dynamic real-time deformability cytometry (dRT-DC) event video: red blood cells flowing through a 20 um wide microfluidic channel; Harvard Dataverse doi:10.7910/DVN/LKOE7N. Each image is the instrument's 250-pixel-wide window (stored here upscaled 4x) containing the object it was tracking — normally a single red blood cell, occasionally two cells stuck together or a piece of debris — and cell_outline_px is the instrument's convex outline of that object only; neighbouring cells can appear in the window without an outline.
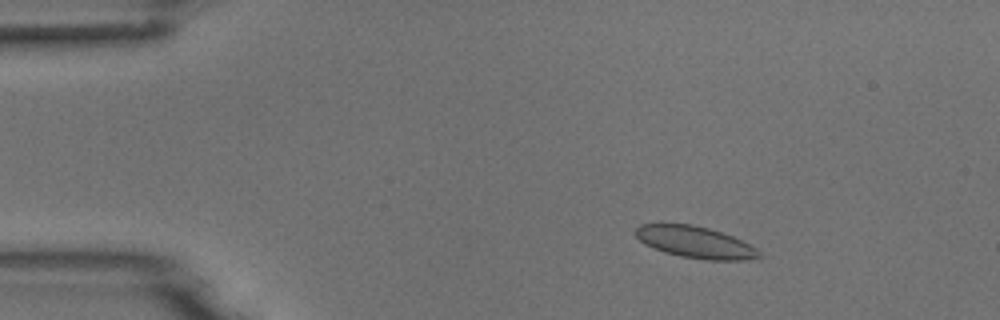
{"species": "common noctule bat (a hibernating species)", "species_latin": "Nyctalus noctula", "temperature_condition": "room temperature", "stored_images_in_passage": 5, "camera_frame_rate_fps": 3000, "um_per_image_px": 0.085, "animal": {"sex": "male", "body_mass_g": 18.8}, "frame": {"image": 1, "passage_image": 3, "time_ms": 2.0, "image_size_px": [1000, 320], "cell_outline_px": [[760, 256], [744, 260], [704, 260], [680, 256], [664, 252], [644, 244], [636, 236], [636, 228], [640, 224], [692, 224], [708, 228], [732, 236], [756, 248], [760, 252]], "centroid_in_image_um": [59.07, 20.59], "position_along_channel_um": 25.9, "area_um2": 22.54}}
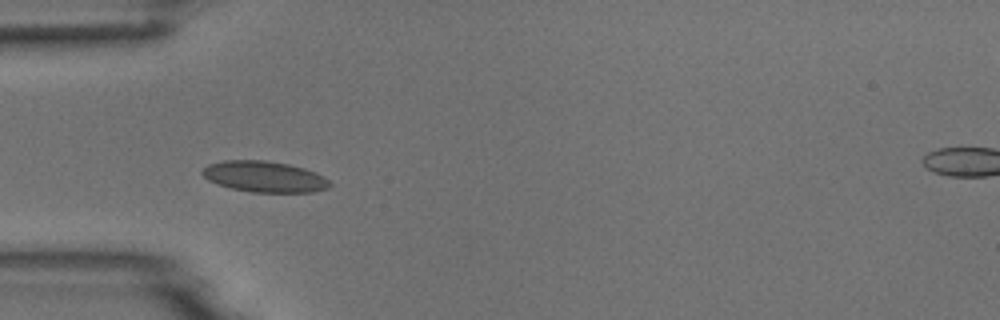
{"frame": {"image": 2, "passage_image": 5, "time_ms": 4.667, "image_size_px": [1000, 320], "cell_outline_px": [[332, 184], [328, 188], [312, 192], [252, 192], [232, 188], [208, 180], [200, 172], [208, 164], [224, 160], [264, 160], [288, 164], [304, 168], [316, 172], [324, 176]], "centroid_in_image_um": [22.49, 15.01], "position_along_channel_um": 62.5, "area_um2": 22.95}}